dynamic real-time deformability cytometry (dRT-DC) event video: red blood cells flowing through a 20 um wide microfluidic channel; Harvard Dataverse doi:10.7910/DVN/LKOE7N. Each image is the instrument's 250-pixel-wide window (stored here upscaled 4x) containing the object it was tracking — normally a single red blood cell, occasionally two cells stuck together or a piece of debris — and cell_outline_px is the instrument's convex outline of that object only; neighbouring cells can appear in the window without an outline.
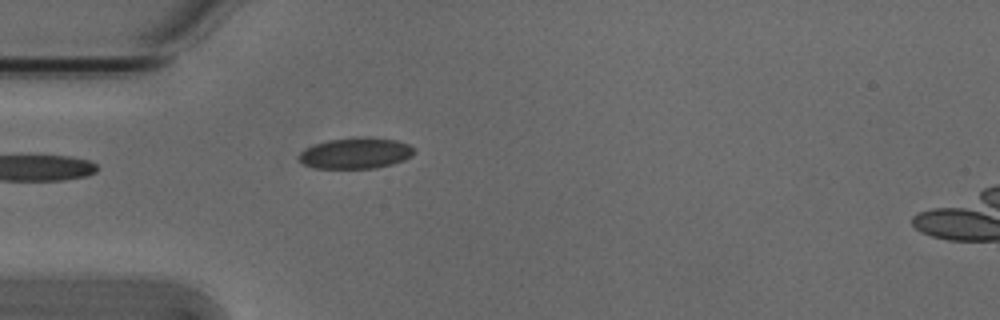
{"species": "Egyptian fruit bat (a non-hibernating species)", "species_latin": "Rousettus aegyptiacus", "temperature_condition": "cold", "stored_images_in_passage": 4, "camera_frame_rate_fps": 3000, "um_per_image_px": 0.085, "animal": {"sex": "male"}, "frame": {"image": 1, "passage_image": 4, "time_ms": 1.0, "image_size_px": [1000, 320], "cell_outline_px": [[416, 152], [412, 156], [404, 160], [392, 164], [376, 168], [316, 168], [304, 164], [296, 156], [304, 148], [328, 140], [364, 136], [368, 136], [396, 140], [408, 144], [416, 148]], "centroid_in_image_um": [30.26, 13.01], "position_along_channel_um": 54.7, "area_um2": 21.04}}